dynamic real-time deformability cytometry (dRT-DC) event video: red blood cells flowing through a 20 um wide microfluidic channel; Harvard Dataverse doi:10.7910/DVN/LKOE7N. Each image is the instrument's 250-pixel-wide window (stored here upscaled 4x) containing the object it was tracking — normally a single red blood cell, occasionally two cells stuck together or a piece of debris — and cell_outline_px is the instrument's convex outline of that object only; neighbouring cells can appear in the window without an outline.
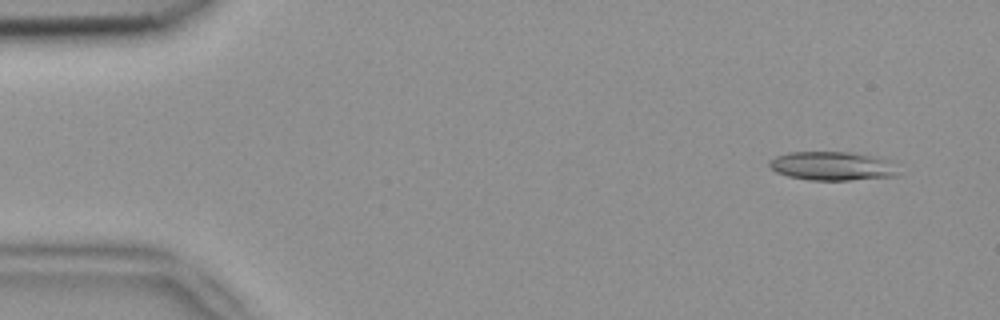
{"species": "common noctule bat (a hibernating species)", "species_latin": "Nyctalus noctula", "temperature_condition": "room temperature", "stored_images_in_passage": 5, "segment_of_instrument_passage": [2, 2], "camera_frame_rate_fps": 3000, "um_per_image_px": 0.085, "animal": {"sex": "female", "body_mass_g": 18.4}, "frame": {"image": 1, "passage_image": 5, "time_ms": 1.333, "image_size_px": [1000, 320], "cell_outline_px": [[896, 176], [848, 180], [808, 180], [788, 176], [776, 172], [768, 164], [768, 160], [776, 156], [788, 152], [848, 152], [872, 156], [888, 160], [896, 172]], "centroid_in_image_um": [70.65, 14.11], "position_along_channel_um": 14.4, "area_um2": 21.33}}